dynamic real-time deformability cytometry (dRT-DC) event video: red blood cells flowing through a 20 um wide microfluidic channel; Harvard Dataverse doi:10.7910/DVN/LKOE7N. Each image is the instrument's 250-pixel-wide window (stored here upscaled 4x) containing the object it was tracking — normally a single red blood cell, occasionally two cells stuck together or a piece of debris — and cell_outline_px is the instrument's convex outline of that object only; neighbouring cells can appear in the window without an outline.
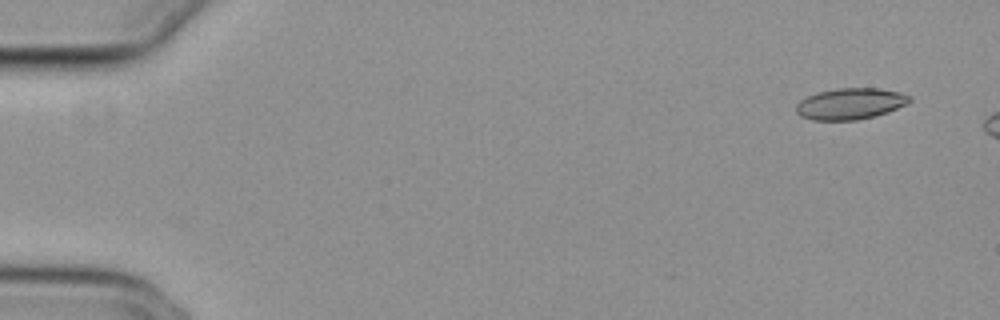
{"species": "common noctule bat (a hibernating species)", "species_latin": "Nyctalus noctula", "temperature_condition": "cold", "stored_images_in_passage": 6, "camera_frame_rate_fps": 3000, "um_per_image_px": 0.085, "animal": {"sex": "female", "body_mass_g": 29.2, "forearm_length_mm": 56.3}, "frame": {"image": 1, "passage_image": 1, "time_ms": 0.0, "image_size_px": [1000, 320], "cell_outline_px": [[912, 100], [888, 112], [856, 120], [812, 120], [800, 116], [796, 112], [796, 104], [800, 100], [816, 92], [836, 88], [876, 88], [900, 92], [912, 96]], "centroid_in_image_um": [72.24, 8.81], "position_along_channel_um": 12.8, "area_um2": 20.63}}